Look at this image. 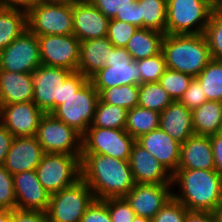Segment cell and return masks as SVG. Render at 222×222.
<instances>
[{"mask_svg": "<svg viewBox=\"0 0 222 222\" xmlns=\"http://www.w3.org/2000/svg\"><path fill=\"white\" fill-rule=\"evenodd\" d=\"M81 179L96 200L125 197L136 184L128 160L101 154L81 155Z\"/></svg>", "mask_w": 222, "mask_h": 222, "instance_id": "6da1fadb", "label": "cell"}, {"mask_svg": "<svg viewBox=\"0 0 222 222\" xmlns=\"http://www.w3.org/2000/svg\"><path fill=\"white\" fill-rule=\"evenodd\" d=\"M173 185L180 187L181 194L172 192V197L189 211L212 212L222 202V176L216 170L177 169Z\"/></svg>", "mask_w": 222, "mask_h": 222, "instance_id": "7a4b0ae2", "label": "cell"}, {"mask_svg": "<svg viewBox=\"0 0 222 222\" xmlns=\"http://www.w3.org/2000/svg\"><path fill=\"white\" fill-rule=\"evenodd\" d=\"M162 53L166 67L196 78L212 59L204 34H165Z\"/></svg>", "mask_w": 222, "mask_h": 222, "instance_id": "3957f363", "label": "cell"}, {"mask_svg": "<svg viewBox=\"0 0 222 222\" xmlns=\"http://www.w3.org/2000/svg\"><path fill=\"white\" fill-rule=\"evenodd\" d=\"M212 11L213 0H167L165 34H204Z\"/></svg>", "mask_w": 222, "mask_h": 222, "instance_id": "277c9868", "label": "cell"}, {"mask_svg": "<svg viewBox=\"0 0 222 222\" xmlns=\"http://www.w3.org/2000/svg\"><path fill=\"white\" fill-rule=\"evenodd\" d=\"M35 171L45 190L55 194L81 179V155L44 153Z\"/></svg>", "mask_w": 222, "mask_h": 222, "instance_id": "5b68a950", "label": "cell"}, {"mask_svg": "<svg viewBox=\"0 0 222 222\" xmlns=\"http://www.w3.org/2000/svg\"><path fill=\"white\" fill-rule=\"evenodd\" d=\"M95 200L93 191L82 180L50 195L49 222H80L87 208Z\"/></svg>", "mask_w": 222, "mask_h": 222, "instance_id": "8992f818", "label": "cell"}, {"mask_svg": "<svg viewBox=\"0 0 222 222\" xmlns=\"http://www.w3.org/2000/svg\"><path fill=\"white\" fill-rule=\"evenodd\" d=\"M28 30L37 35L73 34V5L40 1L27 13Z\"/></svg>", "mask_w": 222, "mask_h": 222, "instance_id": "52a82bcc", "label": "cell"}, {"mask_svg": "<svg viewBox=\"0 0 222 222\" xmlns=\"http://www.w3.org/2000/svg\"><path fill=\"white\" fill-rule=\"evenodd\" d=\"M35 136L44 153L82 155V135L52 113L42 116Z\"/></svg>", "mask_w": 222, "mask_h": 222, "instance_id": "ba28073f", "label": "cell"}, {"mask_svg": "<svg viewBox=\"0 0 222 222\" xmlns=\"http://www.w3.org/2000/svg\"><path fill=\"white\" fill-rule=\"evenodd\" d=\"M95 89H106L113 86L140 85L141 74L137 61L133 60L125 48L113 46L109 60L104 67L90 79Z\"/></svg>", "mask_w": 222, "mask_h": 222, "instance_id": "9c48e42d", "label": "cell"}, {"mask_svg": "<svg viewBox=\"0 0 222 222\" xmlns=\"http://www.w3.org/2000/svg\"><path fill=\"white\" fill-rule=\"evenodd\" d=\"M98 99L99 93L89 80L80 90L59 105L52 114L83 136L92 125Z\"/></svg>", "mask_w": 222, "mask_h": 222, "instance_id": "30bf717a", "label": "cell"}, {"mask_svg": "<svg viewBox=\"0 0 222 222\" xmlns=\"http://www.w3.org/2000/svg\"><path fill=\"white\" fill-rule=\"evenodd\" d=\"M135 139L125 129L89 127L82 136V154L108 155L129 160Z\"/></svg>", "mask_w": 222, "mask_h": 222, "instance_id": "8fae6325", "label": "cell"}, {"mask_svg": "<svg viewBox=\"0 0 222 222\" xmlns=\"http://www.w3.org/2000/svg\"><path fill=\"white\" fill-rule=\"evenodd\" d=\"M72 72L62 67H37L32 72V102L44 113H52L62 104L63 84Z\"/></svg>", "mask_w": 222, "mask_h": 222, "instance_id": "7c38bea8", "label": "cell"}, {"mask_svg": "<svg viewBox=\"0 0 222 222\" xmlns=\"http://www.w3.org/2000/svg\"><path fill=\"white\" fill-rule=\"evenodd\" d=\"M41 65L77 71L80 61V40L71 35L37 36Z\"/></svg>", "mask_w": 222, "mask_h": 222, "instance_id": "4fadbf2b", "label": "cell"}, {"mask_svg": "<svg viewBox=\"0 0 222 222\" xmlns=\"http://www.w3.org/2000/svg\"><path fill=\"white\" fill-rule=\"evenodd\" d=\"M41 65L37 35L28 29L0 51V69L32 73Z\"/></svg>", "mask_w": 222, "mask_h": 222, "instance_id": "5bb4252c", "label": "cell"}, {"mask_svg": "<svg viewBox=\"0 0 222 222\" xmlns=\"http://www.w3.org/2000/svg\"><path fill=\"white\" fill-rule=\"evenodd\" d=\"M44 114L32 101L0 104V123L14 137L35 136Z\"/></svg>", "mask_w": 222, "mask_h": 222, "instance_id": "9a60e30c", "label": "cell"}, {"mask_svg": "<svg viewBox=\"0 0 222 222\" xmlns=\"http://www.w3.org/2000/svg\"><path fill=\"white\" fill-rule=\"evenodd\" d=\"M172 184H135L124 197L136 216L152 219L172 197Z\"/></svg>", "mask_w": 222, "mask_h": 222, "instance_id": "2e32d148", "label": "cell"}, {"mask_svg": "<svg viewBox=\"0 0 222 222\" xmlns=\"http://www.w3.org/2000/svg\"><path fill=\"white\" fill-rule=\"evenodd\" d=\"M128 162L136 184H172V174L136 141Z\"/></svg>", "mask_w": 222, "mask_h": 222, "instance_id": "e0dca14e", "label": "cell"}, {"mask_svg": "<svg viewBox=\"0 0 222 222\" xmlns=\"http://www.w3.org/2000/svg\"><path fill=\"white\" fill-rule=\"evenodd\" d=\"M16 208L48 211L50 194L41 185L36 171H24L13 175Z\"/></svg>", "mask_w": 222, "mask_h": 222, "instance_id": "ac0fdd59", "label": "cell"}, {"mask_svg": "<svg viewBox=\"0 0 222 222\" xmlns=\"http://www.w3.org/2000/svg\"><path fill=\"white\" fill-rule=\"evenodd\" d=\"M109 21L91 1L73 4V35L80 42L106 37Z\"/></svg>", "mask_w": 222, "mask_h": 222, "instance_id": "d6986e66", "label": "cell"}, {"mask_svg": "<svg viewBox=\"0 0 222 222\" xmlns=\"http://www.w3.org/2000/svg\"><path fill=\"white\" fill-rule=\"evenodd\" d=\"M43 154L44 151L36 136L15 137L3 165L12 176L35 170Z\"/></svg>", "mask_w": 222, "mask_h": 222, "instance_id": "ffe728a7", "label": "cell"}, {"mask_svg": "<svg viewBox=\"0 0 222 222\" xmlns=\"http://www.w3.org/2000/svg\"><path fill=\"white\" fill-rule=\"evenodd\" d=\"M135 141L149 151L171 174L178 169L181 144L160 127Z\"/></svg>", "mask_w": 222, "mask_h": 222, "instance_id": "44dd1931", "label": "cell"}, {"mask_svg": "<svg viewBox=\"0 0 222 222\" xmlns=\"http://www.w3.org/2000/svg\"><path fill=\"white\" fill-rule=\"evenodd\" d=\"M178 169L215 170L214 155L208 135L193 134L181 144Z\"/></svg>", "mask_w": 222, "mask_h": 222, "instance_id": "7402d4cb", "label": "cell"}, {"mask_svg": "<svg viewBox=\"0 0 222 222\" xmlns=\"http://www.w3.org/2000/svg\"><path fill=\"white\" fill-rule=\"evenodd\" d=\"M159 127L180 144L195 134L191 111L179 101H173L160 113Z\"/></svg>", "mask_w": 222, "mask_h": 222, "instance_id": "603a6c76", "label": "cell"}, {"mask_svg": "<svg viewBox=\"0 0 222 222\" xmlns=\"http://www.w3.org/2000/svg\"><path fill=\"white\" fill-rule=\"evenodd\" d=\"M32 73H18L0 69V104L32 101Z\"/></svg>", "mask_w": 222, "mask_h": 222, "instance_id": "cb8c5ba5", "label": "cell"}, {"mask_svg": "<svg viewBox=\"0 0 222 222\" xmlns=\"http://www.w3.org/2000/svg\"><path fill=\"white\" fill-rule=\"evenodd\" d=\"M112 47L107 36L80 42V61L77 71L90 79L104 67L106 60H109Z\"/></svg>", "mask_w": 222, "mask_h": 222, "instance_id": "d4e9b609", "label": "cell"}, {"mask_svg": "<svg viewBox=\"0 0 222 222\" xmlns=\"http://www.w3.org/2000/svg\"><path fill=\"white\" fill-rule=\"evenodd\" d=\"M164 33L148 28H138L125 49L135 61L156 56L162 52Z\"/></svg>", "mask_w": 222, "mask_h": 222, "instance_id": "484cf974", "label": "cell"}, {"mask_svg": "<svg viewBox=\"0 0 222 222\" xmlns=\"http://www.w3.org/2000/svg\"><path fill=\"white\" fill-rule=\"evenodd\" d=\"M91 3L108 19H117L143 28L137 0H91Z\"/></svg>", "mask_w": 222, "mask_h": 222, "instance_id": "4316f807", "label": "cell"}, {"mask_svg": "<svg viewBox=\"0 0 222 222\" xmlns=\"http://www.w3.org/2000/svg\"><path fill=\"white\" fill-rule=\"evenodd\" d=\"M194 133L212 135L222 131V102L206 101L191 111Z\"/></svg>", "mask_w": 222, "mask_h": 222, "instance_id": "83f0119b", "label": "cell"}, {"mask_svg": "<svg viewBox=\"0 0 222 222\" xmlns=\"http://www.w3.org/2000/svg\"><path fill=\"white\" fill-rule=\"evenodd\" d=\"M27 29V12L0 7V51Z\"/></svg>", "mask_w": 222, "mask_h": 222, "instance_id": "f1b7e54d", "label": "cell"}, {"mask_svg": "<svg viewBox=\"0 0 222 222\" xmlns=\"http://www.w3.org/2000/svg\"><path fill=\"white\" fill-rule=\"evenodd\" d=\"M159 121V112L137 105L128 110L125 131L136 140L140 136L159 128Z\"/></svg>", "mask_w": 222, "mask_h": 222, "instance_id": "f546056e", "label": "cell"}, {"mask_svg": "<svg viewBox=\"0 0 222 222\" xmlns=\"http://www.w3.org/2000/svg\"><path fill=\"white\" fill-rule=\"evenodd\" d=\"M128 110L98 99L90 127L125 129Z\"/></svg>", "mask_w": 222, "mask_h": 222, "instance_id": "4dcf8cb0", "label": "cell"}, {"mask_svg": "<svg viewBox=\"0 0 222 222\" xmlns=\"http://www.w3.org/2000/svg\"><path fill=\"white\" fill-rule=\"evenodd\" d=\"M196 79L208 101L222 102V60L212 58Z\"/></svg>", "mask_w": 222, "mask_h": 222, "instance_id": "1f68e13d", "label": "cell"}, {"mask_svg": "<svg viewBox=\"0 0 222 222\" xmlns=\"http://www.w3.org/2000/svg\"><path fill=\"white\" fill-rule=\"evenodd\" d=\"M173 99L159 82L139 85L138 106L161 113Z\"/></svg>", "mask_w": 222, "mask_h": 222, "instance_id": "d6a6232c", "label": "cell"}, {"mask_svg": "<svg viewBox=\"0 0 222 222\" xmlns=\"http://www.w3.org/2000/svg\"><path fill=\"white\" fill-rule=\"evenodd\" d=\"M99 99L111 105L130 110L138 105V85L113 86L106 89H96Z\"/></svg>", "mask_w": 222, "mask_h": 222, "instance_id": "836d02e7", "label": "cell"}, {"mask_svg": "<svg viewBox=\"0 0 222 222\" xmlns=\"http://www.w3.org/2000/svg\"><path fill=\"white\" fill-rule=\"evenodd\" d=\"M140 4V18L143 28L157 30L165 34L167 0H137Z\"/></svg>", "mask_w": 222, "mask_h": 222, "instance_id": "e575fe53", "label": "cell"}, {"mask_svg": "<svg viewBox=\"0 0 222 222\" xmlns=\"http://www.w3.org/2000/svg\"><path fill=\"white\" fill-rule=\"evenodd\" d=\"M193 77L179 71L166 69L160 77V85L167 91L173 101H179L188 89Z\"/></svg>", "mask_w": 222, "mask_h": 222, "instance_id": "d590c367", "label": "cell"}, {"mask_svg": "<svg viewBox=\"0 0 222 222\" xmlns=\"http://www.w3.org/2000/svg\"><path fill=\"white\" fill-rule=\"evenodd\" d=\"M210 54L213 59L222 60V18L214 11L211 12L204 31Z\"/></svg>", "mask_w": 222, "mask_h": 222, "instance_id": "8d00e7d4", "label": "cell"}, {"mask_svg": "<svg viewBox=\"0 0 222 222\" xmlns=\"http://www.w3.org/2000/svg\"><path fill=\"white\" fill-rule=\"evenodd\" d=\"M141 74V83L159 82L167 69L163 53L137 61Z\"/></svg>", "mask_w": 222, "mask_h": 222, "instance_id": "74e56055", "label": "cell"}, {"mask_svg": "<svg viewBox=\"0 0 222 222\" xmlns=\"http://www.w3.org/2000/svg\"><path fill=\"white\" fill-rule=\"evenodd\" d=\"M137 29V26L130 23L117 19H110L107 37L113 46L125 48Z\"/></svg>", "mask_w": 222, "mask_h": 222, "instance_id": "f35d334b", "label": "cell"}, {"mask_svg": "<svg viewBox=\"0 0 222 222\" xmlns=\"http://www.w3.org/2000/svg\"><path fill=\"white\" fill-rule=\"evenodd\" d=\"M16 209L14 178L10 172L0 165V210Z\"/></svg>", "mask_w": 222, "mask_h": 222, "instance_id": "ab89813d", "label": "cell"}, {"mask_svg": "<svg viewBox=\"0 0 222 222\" xmlns=\"http://www.w3.org/2000/svg\"><path fill=\"white\" fill-rule=\"evenodd\" d=\"M188 211L180 201L171 197L153 216L152 222H185Z\"/></svg>", "mask_w": 222, "mask_h": 222, "instance_id": "60d3db41", "label": "cell"}, {"mask_svg": "<svg viewBox=\"0 0 222 222\" xmlns=\"http://www.w3.org/2000/svg\"><path fill=\"white\" fill-rule=\"evenodd\" d=\"M108 208L112 222H131L136 214L124 197L102 199Z\"/></svg>", "mask_w": 222, "mask_h": 222, "instance_id": "b9f144b4", "label": "cell"}, {"mask_svg": "<svg viewBox=\"0 0 222 222\" xmlns=\"http://www.w3.org/2000/svg\"><path fill=\"white\" fill-rule=\"evenodd\" d=\"M206 101L208 100L204 93L203 87L196 78L192 79L188 89L179 100V102L182 103L190 111H193L197 107H200Z\"/></svg>", "mask_w": 222, "mask_h": 222, "instance_id": "7bdbcfd3", "label": "cell"}, {"mask_svg": "<svg viewBox=\"0 0 222 222\" xmlns=\"http://www.w3.org/2000/svg\"><path fill=\"white\" fill-rule=\"evenodd\" d=\"M80 222H112L108 208L102 200H94Z\"/></svg>", "mask_w": 222, "mask_h": 222, "instance_id": "ee69618b", "label": "cell"}, {"mask_svg": "<svg viewBox=\"0 0 222 222\" xmlns=\"http://www.w3.org/2000/svg\"><path fill=\"white\" fill-rule=\"evenodd\" d=\"M88 81L89 79L79 71L72 72L63 84L62 103L73 95V93L80 90Z\"/></svg>", "mask_w": 222, "mask_h": 222, "instance_id": "f6af8a7d", "label": "cell"}, {"mask_svg": "<svg viewBox=\"0 0 222 222\" xmlns=\"http://www.w3.org/2000/svg\"><path fill=\"white\" fill-rule=\"evenodd\" d=\"M12 222H49L48 214L36 210H12Z\"/></svg>", "mask_w": 222, "mask_h": 222, "instance_id": "bcb514c9", "label": "cell"}, {"mask_svg": "<svg viewBox=\"0 0 222 222\" xmlns=\"http://www.w3.org/2000/svg\"><path fill=\"white\" fill-rule=\"evenodd\" d=\"M214 155L215 170L222 176V132L209 136Z\"/></svg>", "mask_w": 222, "mask_h": 222, "instance_id": "7dc6e473", "label": "cell"}, {"mask_svg": "<svg viewBox=\"0 0 222 222\" xmlns=\"http://www.w3.org/2000/svg\"><path fill=\"white\" fill-rule=\"evenodd\" d=\"M14 138L12 133L0 123V165L4 164Z\"/></svg>", "mask_w": 222, "mask_h": 222, "instance_id": "c3c4849f", "label": "cell"}, {"mask_svg": "<svg viewBox=\"0 0 222 222\" xmlns=\"http://www.w3.org/2000/svg\"><path fill=\"white\" fill-rule=\"evenodd\" d=\"M41 0H0V7L29 12Z\"/></svg>", "mask_w": 222, "mask_h": 222, "instance_id": "681fc988", "label": "cell"}, {"mask_svg": "<svg viewBox=\"0 0 222 222\" xmlns=\"http://www.w3.org/2000/svg\"><path fill=\"white\" fill-rule=\"evenodd\" d=\"M185 222H215V219L209 211H188Z\"/></svg>", "mask_w": 222, "mask_h": 222, "instance_id": "f907efd6", "label": "cell"}, {"mask_svg": "<svg viewBox=\"0 0 222 222\" xmlns=\"http://www.w3.org/2000/svg\"><path fill=\"white\" fill-rule=\"evenodd\" d=\"M0 222H12V211L0 210Z\"/></svg>", "mask_w": 222, "mask_h": 222, "instance_id": "816d5d0a", "label": "cell"}, {"mask_svg": "<svg viewBox=\"0 0 222 222\" xmlns=\"http://www.w3.org/2000/svg\"><path fill=\"white\" fill-rule=\"evenodd\" d=\"M215 222H222V202L212 211Z\"/></svg>", "mask_w": 222, "mask_h": 222, "instance_id": "f5cc1de1", "label": "cell"}, {"mask_svg": "<svg viewBox=\"0 0 222 222\" xmlns=\"http://www.w3.org/2000/svg\"><path fill=\"white\" fill-rule=\"evenodd\" d=\"M213 11L222 18V0H213Z\"/></svg>", "mask_w": 222, "mask_h": 222, "instance_id": "db71d44e", "label": "cell"}, {"mask_svg": "<svg viewBox=\"0 0 222 222\" xmlns=\"http://www.w3.org/2000/svg\"><path fill=\"white\" fill-rule=\"evenodd\" d=\"M45 2H50V3H59V4H76L78 3V0H41Z\"/></svg>", "mask_w": 222, "mask_h": 222, "instance_id": "11a10c76", "label": "cell"}, {"mask_svg": "<svg viewBox=\"0 0 222 222\" xmlns=\"http://www.w3.org/2000/svg\"><path fill=\"white\" fill-rule=\"evenodd\" d=\"M131 222H152V219L147 217L135 216Z\"/></svg>", "mask_w": 222, "mask_h": 222, "instance_id": "9f6ffc18", "label": "cell"}, {"mask_svg": "<svg viewBox=\"0 0 222 222\" xmlns=\"http://www.w3.org/2000/svg\"><path fill=\"white\" fill-rule=\"evenodd\" d=\"M86 1H91V0H78V2H86Z\"/></svg>", "mask_w": 222, "mask_h": 222, "instance_id": "6f0895ef", "label": "cell"}]
</instances>
